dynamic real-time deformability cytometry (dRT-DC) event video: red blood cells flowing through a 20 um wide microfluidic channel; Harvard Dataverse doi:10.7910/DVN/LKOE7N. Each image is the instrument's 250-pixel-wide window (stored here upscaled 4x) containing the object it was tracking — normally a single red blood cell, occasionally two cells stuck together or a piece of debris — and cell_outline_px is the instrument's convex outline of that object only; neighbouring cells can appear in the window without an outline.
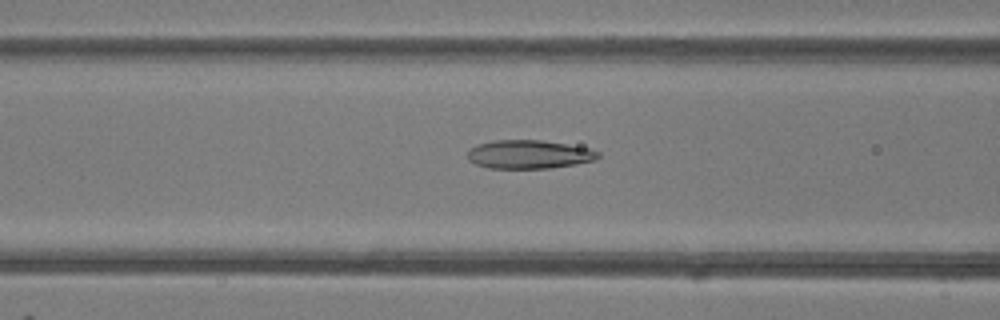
{"species": "common noctule bat (a hibernating species)", "species_latin": "Nyctalus noctula", "temperature_condition": "room temperature", "stored_images_in_passage": 49, "camera_frame_rate_fps": 3000, "um_per_image_px": 0.085, "animal": {"sex": "female"}, "frame": {"image": 1, "passage_image": 20, "time_ms": 6.333, "image_size_px": [1000, 320], "cell_outline_px": [[600, 156], [596, 160], [576, 164], [552, 168], [488, 168], [476, 164], [468, 160], [468, 152], [476, 144], [492, 140], [540, 140], [592, 148], [600, 152]], "centroid_in_image_um": [45.0, 13.12], "position_along_channel_um": 121.6, "area_um2": 21.91}}
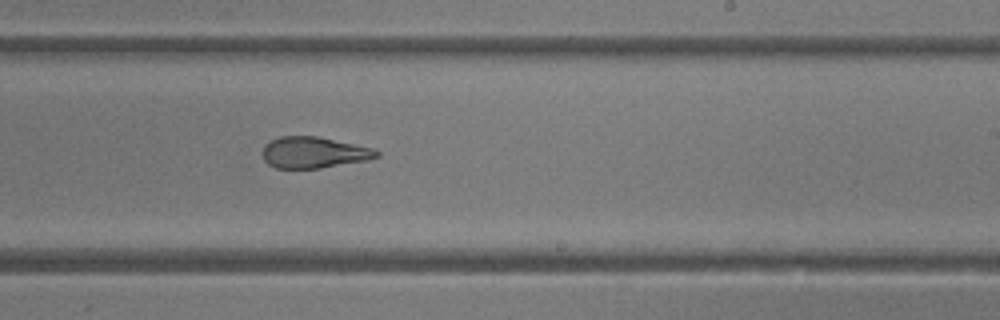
{"frame": {"image": 2, "passage_image": 30, "time_ms": 9.667, "image_size_px": [1000, 320], "cell_outline_px": [[380, 156], [368, 160], [320, 168], [276, 168], [268, 164], [264, 160], [264, 144], [280, 136], [316, 136], [372, 148], [380, 152]], "centroid_in_image_um": [26.68, 12.96], "position_along_channel_um": 262.3, "area_um2": 20.58}}
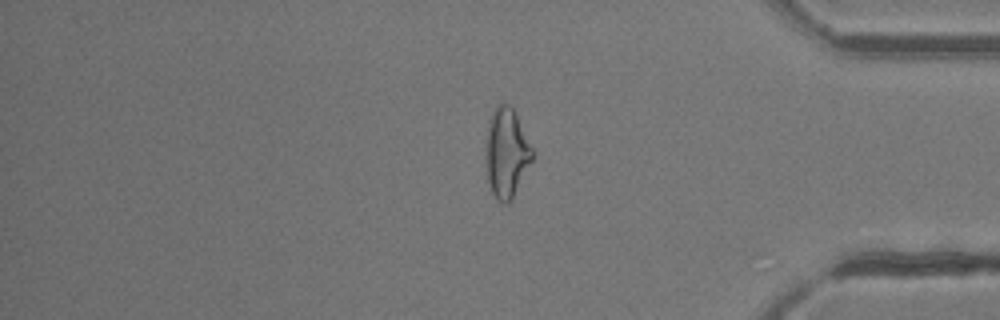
{"frame": {"image": 3, "passage_image": 41, "time_ms": 13.333, "image_size_px": [1000, 320], "cell_outline_px": [[536, 152], [532, 160], [508, 204], [504, 204], [496, 200], [492, 192], [488, 180], [488, 120], [492, 112], [500, 104], [508, 104], [512, 108]], "centroid_in_image_um": [43.1, 12.99], "position_along_channel_um": 392.1, "area_um2": 23.47}, "authors_computed_cell_mechanics": {"area_um2": 23.4668, "velocity_mm_per_s": 4.2178, "shape_relaxation_time_tau1_ms": 4.7103, "shape_relaxation_time_tau2_ms": 1.8033, "deformation_change_tau1": 0.2061, "deformation_change_tau2": 0.12}}